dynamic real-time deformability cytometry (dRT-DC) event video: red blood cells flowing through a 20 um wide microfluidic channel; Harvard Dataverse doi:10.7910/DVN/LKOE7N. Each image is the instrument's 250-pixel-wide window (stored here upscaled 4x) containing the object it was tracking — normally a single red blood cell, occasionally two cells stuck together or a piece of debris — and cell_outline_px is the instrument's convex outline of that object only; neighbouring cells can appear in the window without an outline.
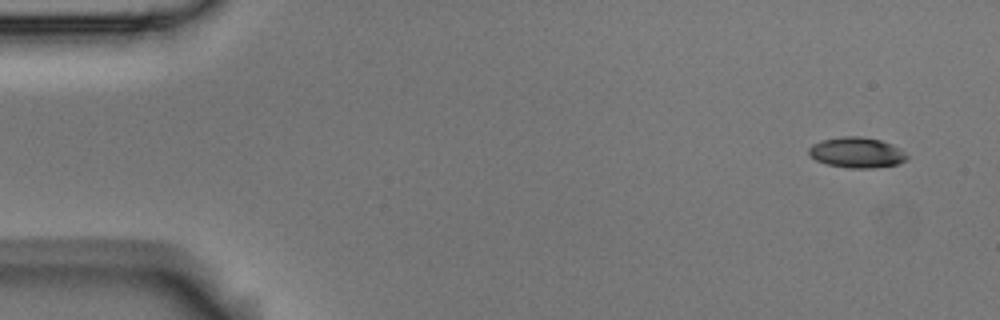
{"species": "Egyptian fruit bat (a non-hibernating species)", "species_latin": "Rousettus aegyptiacus", "temperature_condition": "room temperature", "stored_images_in_passage": 9, "camera_frame_rate_fps": 3000, "um_per_image_px": 0.085, "animal": {"sex": "male"}, "frame": {"image": 1, "passage_image": 1, "time_ms": 0.0, "image_size_px": [1000, 320], "cell_outline_px": [[908, 156], [904, 160], [896, 164], [868, 168], [852, 168], [828, 164], [816, 160], [808, 152], [808, 148], [812, 144], [820, 140], [844, 136], [860, 136], [880, 140], [892, 144], [904, 152]], "centroid_in_image_um": [72.79, 12.95], "position_along_channel_um": 12.2, "area_um2": 17.17}}
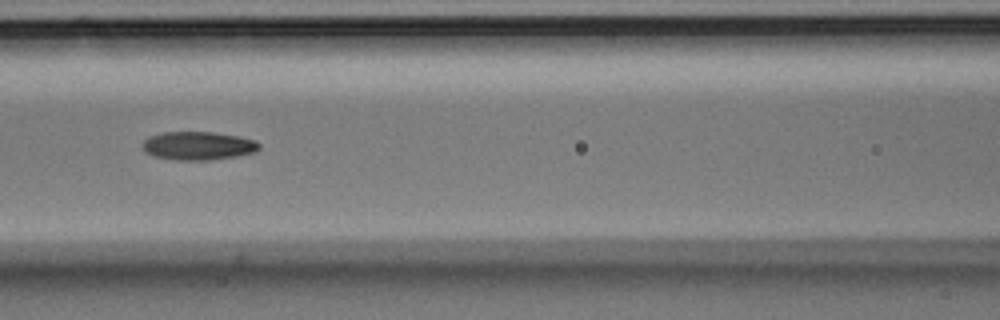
{"frame": {"image": 2, "passage_image": 7, "time_ms": 2.0, "image_size_px": [1000, 320], "cell_outline_px": [[260, 148], [252, 152], [236, 156], [208, 160], [176, 160], [152, 156], [144, 152], [144, 140], [148, 136], [160, 132], [212, 132], [240, 136], [256, 140], [260, 144]], "centroid_in_image_um": [16.82, 12.38], "position_along_channel_um": 149.8, "area_um2": 19.36}}
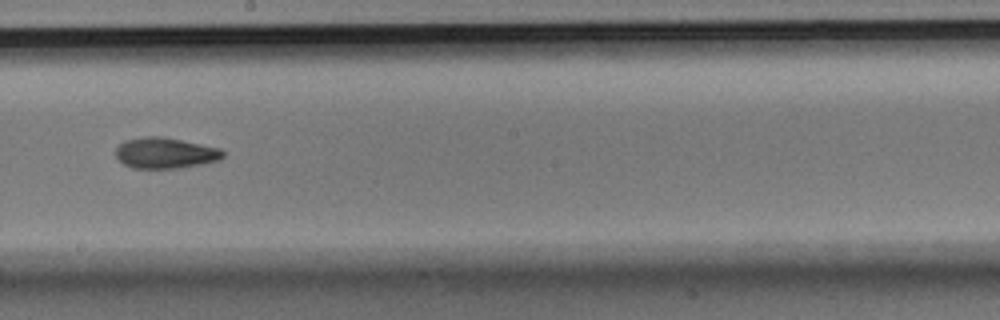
{"frame": {"image": 3, "passage_image": 9, "time_ms": 2.667, "image_size_px": [1000, 320], "cell_outline_px": [[224, 156], [220, 160], [204, 164], [180, 168], [132, 168], [124, 164], [116, 156], [116, 148], [124, 140], [144, 136], [164, 136], [220, 148], [224, 152]], "centroid_in_image_um": [14.07, 13.0], "position_along_channel_um": 234.1, "area_um2": 19.48}}